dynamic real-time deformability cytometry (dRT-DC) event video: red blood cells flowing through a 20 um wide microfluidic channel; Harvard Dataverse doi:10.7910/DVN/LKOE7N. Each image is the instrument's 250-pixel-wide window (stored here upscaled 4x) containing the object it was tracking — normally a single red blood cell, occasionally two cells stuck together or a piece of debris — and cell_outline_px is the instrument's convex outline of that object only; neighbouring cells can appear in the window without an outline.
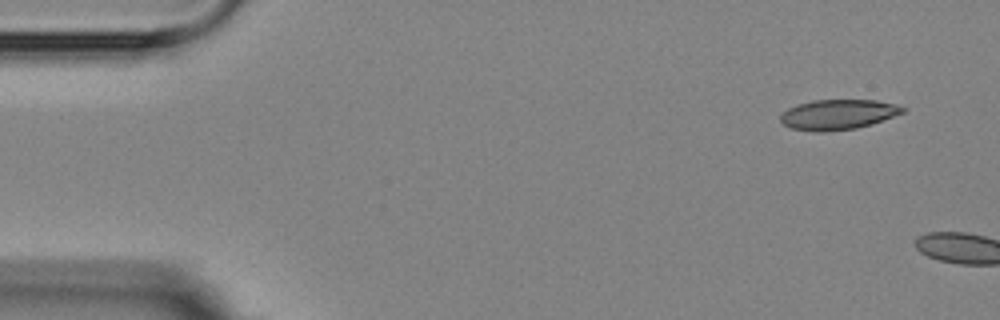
{"species": "Egyptian fruit bat (a non-hibernating species)", "species_latin": "Rousettus aegyptiacus", "temperature_condition": "room temperature", "stored_images_in_passage": 2, "camera_frame_rate_fps": 3000, "um_per_image_px": 0.085, "animal": {"sex": "female"}, "frame": {"image": 1, "passage_image": 1, "time_ms": 0.0, "image_size_px": [1000, 320], "cell_outline_px": [[908, 108], [904, 112], [872, 124], [856, 128], [824, 132], [816, 132], [792, 128], [784, 124], [780, 120], [780, 116], [788, 108], [796, 104], [812, 100], [876, 100], [896, 104]], "centroid_in_image_um": [71.24, 9.73], "position_along_channel_um": 13.8, "area_um2": 21.5}}